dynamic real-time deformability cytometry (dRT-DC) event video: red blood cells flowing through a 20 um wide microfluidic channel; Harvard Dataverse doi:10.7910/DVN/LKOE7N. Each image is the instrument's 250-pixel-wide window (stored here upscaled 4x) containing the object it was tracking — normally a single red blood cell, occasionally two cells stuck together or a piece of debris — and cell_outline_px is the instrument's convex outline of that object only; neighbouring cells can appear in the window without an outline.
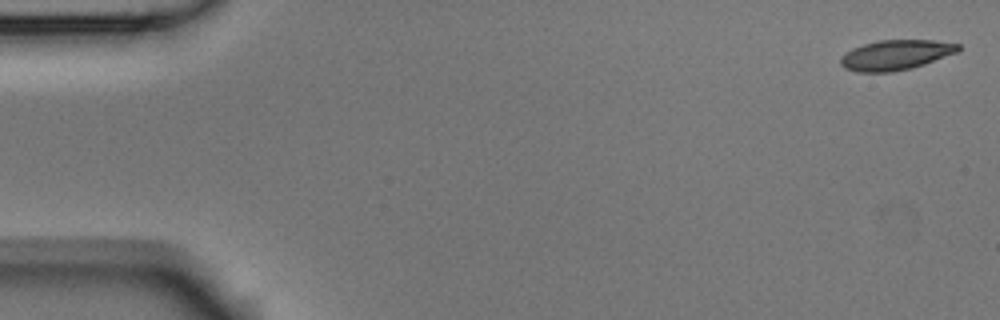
{"species": "Egyptian fruit bat (a non-hibernating species)", "species_latin": "Rousettus aegyptiacus", "temperature_condition": "room temperature", "stored_images_in_passage": 5, "camera_frame_rate_fps": 3000, "um_per_image_px": 0.085, "animal": {"sex": "male"}, "frame": {"image": 1, "passage_image": 1, "time_ms": 0.0, "image_size_px": [1000, 320], "cell_outline_px": [[960, 48], [956, 52], [924, 64], [912, 68], [892, 72], [856, 72], [844, 68], [840, 64], [840, 56], [852, 48], [864, 44], [880, 40], [932, 40], [960, 44]], "centroid_in_image_um": [76.08, 4.68], "position_along_channel_um": 8.9, "area_um2": 20.52}}
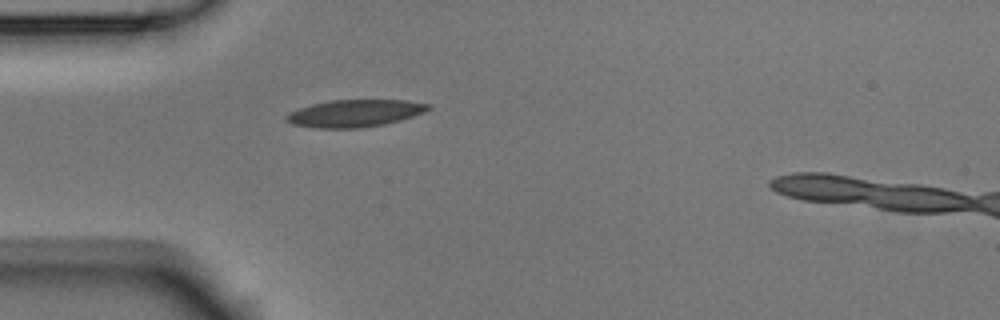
{"frame": {"image": 2, "passage_image": 5, "time_ms": 1.333, "image_size_px": [1000, 320], "cell_outline_px": [[432, 108], [424, 112], [400, 120], [384, 124], [364, 128], [316, 128], [292, 124], [284, 120], [284, 116], [288, 112], [312, 104], [328, 100], [408, 100], [432, 104]], "centroid_in_image_um": [30.15, 9.63], "position_along_channel_um": 54.8, "area_um2": 22.77}}